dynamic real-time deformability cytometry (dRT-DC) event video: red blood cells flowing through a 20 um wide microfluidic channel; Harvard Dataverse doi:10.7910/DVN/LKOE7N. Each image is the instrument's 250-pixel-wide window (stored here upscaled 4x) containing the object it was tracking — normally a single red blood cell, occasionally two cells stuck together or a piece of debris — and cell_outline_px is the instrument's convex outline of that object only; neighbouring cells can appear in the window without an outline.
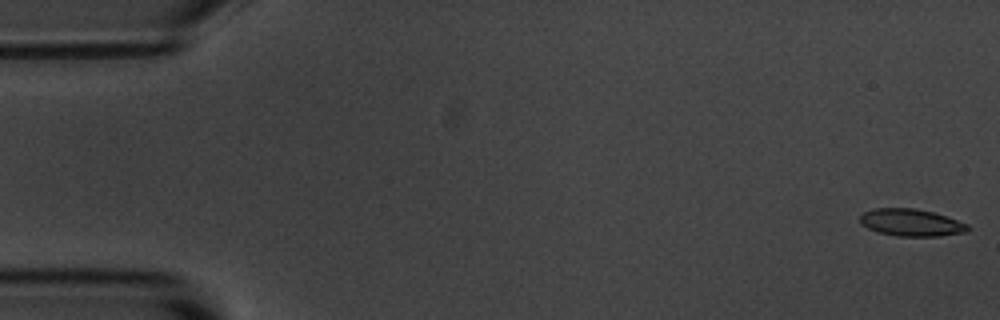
{"species": "common noctule bat (a hibernating species)", "species_latin": "Nyctalus noctula", "temperature_condition": "room temperature", "stored_images_in_passage": 4, "camera_frame_rate_fps": 3000, "um_per_image_px": 0.085, "animal": {"sex": "male", "body_mass_g": 20.1, "forearm_length_mm": 53.5}, "frame": {"image": 1, "passage_image": 1, "time_ms": 0.0, "image_size_px": [1000, 320], "cell_outline_px": [[972, 228], [968, 232], [940, 236], [896, 236], [876, 232], [860, 224], [860, 216], [864, 212], [876, 208], [916, 208], [932, 212], [968, 224]], "centroid_in_image_um": [77.45, 18.93], "position_along_channel_um": 7.5, "area_um2": 17.17}}